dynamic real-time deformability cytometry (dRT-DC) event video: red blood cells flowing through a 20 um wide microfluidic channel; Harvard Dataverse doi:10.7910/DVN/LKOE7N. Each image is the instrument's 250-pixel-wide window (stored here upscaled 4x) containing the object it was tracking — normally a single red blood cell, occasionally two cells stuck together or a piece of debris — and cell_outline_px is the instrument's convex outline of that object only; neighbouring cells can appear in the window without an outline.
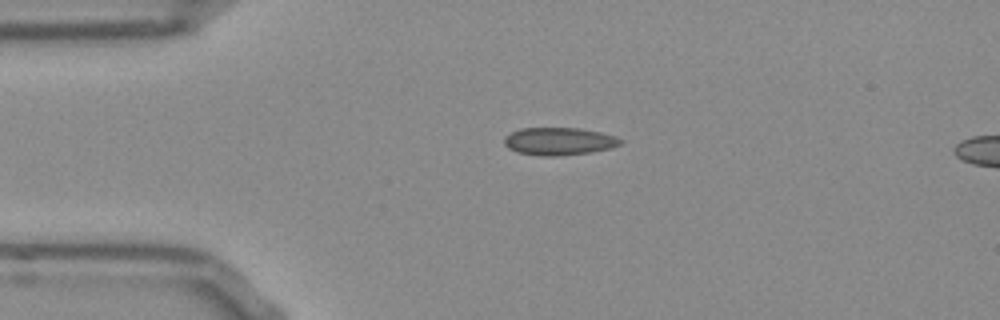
{"species": "Egyptian fruit bat (a non-hibernating species)", "species_latin": "Rousettus aegyptiacus", "temperature_condition": "room temperature", "stored_images_in_passage": 41, "camera_frame_rate_fps": 3000, "um_per_image_px": 0.085, "frame": {"image": 1, "passage_image": 1, "time_ms": 0.0, "image_size_px": [1000, 320], "cell_outline_px": [[624, 140], [620, 144], [612, 148], [592, 152], [556, 156], [544, 156], [516, 152], [508, 148], [504, 144], [504, 136], [520, 128], [580, 128], [600, 132], [616, 136]], "centroid_in_image_um": [47.52, 12.01], "position_along_channel_um": 37.5, "area_um2": 18.84}}
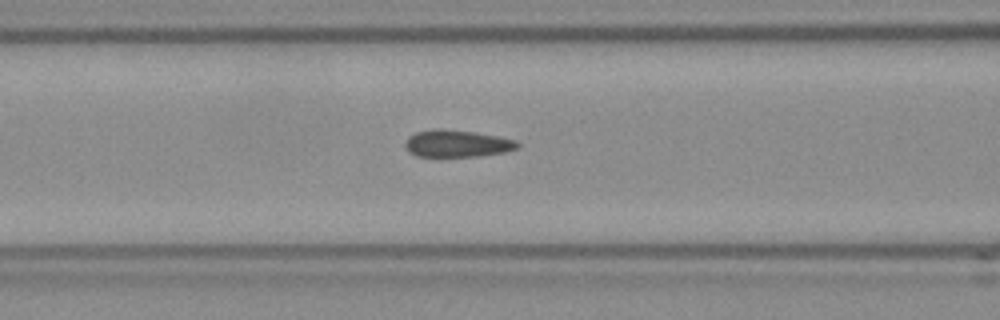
{"frame": {"image": 2, "passage_image": 10, "time_ms": 3.0, "image_size_px": [1000, 320], "cell_outline_px": [[520, 148], [504, 152], [480, 156], [416, 156], [408, 152], [404, 144], [408, 136], [416, 132], [432, 128], [444, 128], [500, 136], [516, 140], [520, 144]], "centroid_in_image_um": [38.85, 12.19], "position_along_channel_um": 127.8, "area_um2": 17.98}}
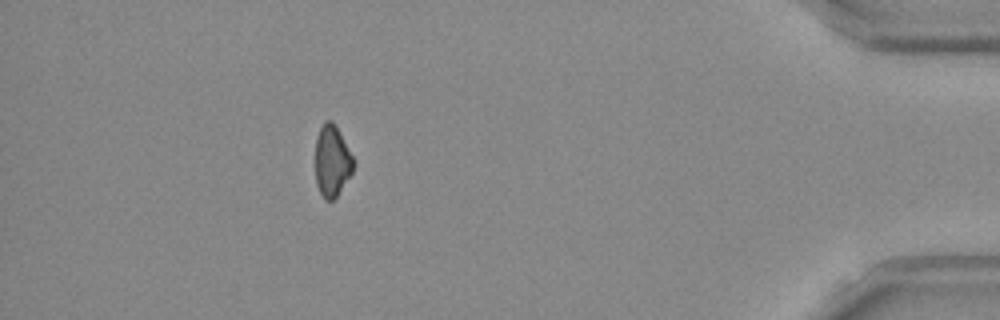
{"frame": {"image": 3, "passage_image": 36, "time_ms": 11.667, "image_size_px": [1000, 320], "cell_outline_px": [[356, 164], [352, 172], [336, 196], [332, 200], [324, 200], [316, 184], [316, 136], [324, 120], [332, 120], [336, 124], [356, 160]], "centroid_in_image_um": [28.25, 13.63], "position_along_channel_um": 407.0, "area_um2": 16.13}, "authors_computed_cell_mechanics": {"area_um2": 17.629, "velocity_mm_per_s": 3.8712, "shape_relaxation_time_tau1_ms": null, "shape_relaxation_time_tau2_ms": 6.3606, "deformation_change_tau1": null, "deformation_change_tau2": 0.074}}